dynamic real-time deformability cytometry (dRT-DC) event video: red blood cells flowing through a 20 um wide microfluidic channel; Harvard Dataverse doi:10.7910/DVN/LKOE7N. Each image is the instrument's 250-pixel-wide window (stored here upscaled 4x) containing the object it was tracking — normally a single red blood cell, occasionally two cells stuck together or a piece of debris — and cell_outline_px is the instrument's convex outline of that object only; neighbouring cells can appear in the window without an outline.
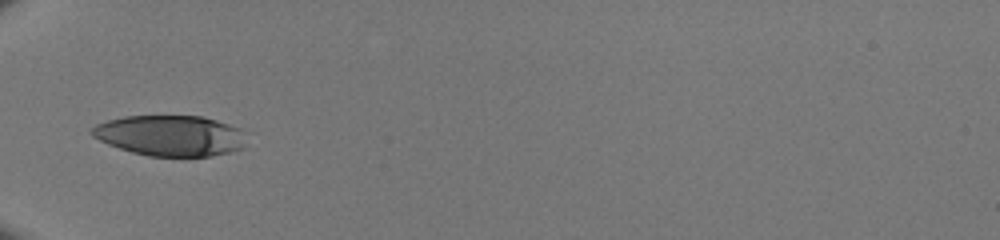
{"species": "human", "species_latin": "Homo sapiens", "temperature_condition": "room temperature", "stored_images_in_passage": 15, "camera_frame_rate_fps": 3000, "um_per_image_px": 0.085, "donor": {"sex": "male"}, "frame": {"image": 1, "passage_image": 1, "time_ms": 0.0, "image_size_px": [1000, 240], "cell_outline_px": [[244, 148], [212, 156], [148, 156], [132, 152], [108, 144], [92, 136], [88, 132], [96, 124], [108, 120], [124, 116], [204, 116], [240, 128]], "centroid_in_image_um": [14.42, 11.52], "position_along_channel_um": 70.6, "area_um2": 36.41}}
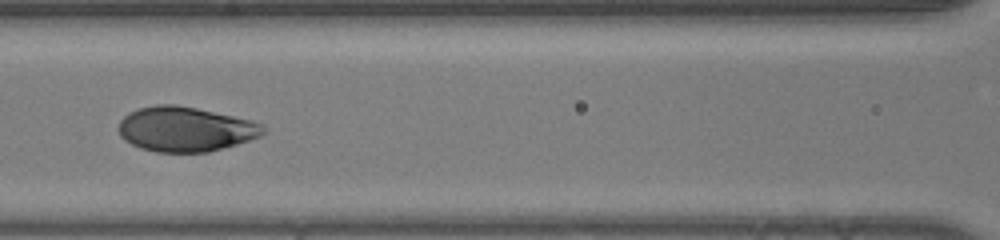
{"frame": {"image": 2, "passage_image": 7, "time_ms": 2.0, "image_size_px": [1000, 240], "cell_outline_px": [[268, 128], [260, 136], [236, 144], [208, 152], [156, 152], [140, 148], [124, 140], [120, 136], [116, 128], [120, 120], [128, 112], [140, 108], [156, 104], [176, 104], [196, 108], [252, 120], [264, 124]], "centroid_in_image_um": [15.73, 10.97], "position_along_channel_um": 150.9, "area_um2": 37.97}}
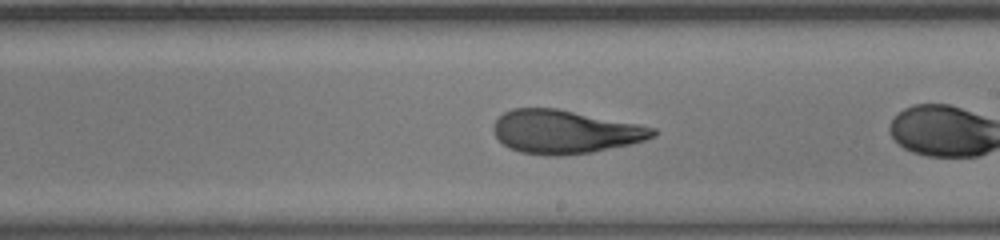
{"frame": {"image": 3, "passage_image": 11, "time_ms": 3.333, "image_size_px": [1000, 240], "cell_outline_px": [[660, 132], [656, 136], [632, 144], [592, 152], [560, 156], [544, 156], [520, 152], [508, 148], [496, 136], [492, 128], [492, 124], [504, 112], [512, 108], [556, 108], [640, 124], [656, 128]], "centroid_in_image_um": [48.04, 11.21], "position_along_channel_um": 241.0, "area_um2": 40.75}}